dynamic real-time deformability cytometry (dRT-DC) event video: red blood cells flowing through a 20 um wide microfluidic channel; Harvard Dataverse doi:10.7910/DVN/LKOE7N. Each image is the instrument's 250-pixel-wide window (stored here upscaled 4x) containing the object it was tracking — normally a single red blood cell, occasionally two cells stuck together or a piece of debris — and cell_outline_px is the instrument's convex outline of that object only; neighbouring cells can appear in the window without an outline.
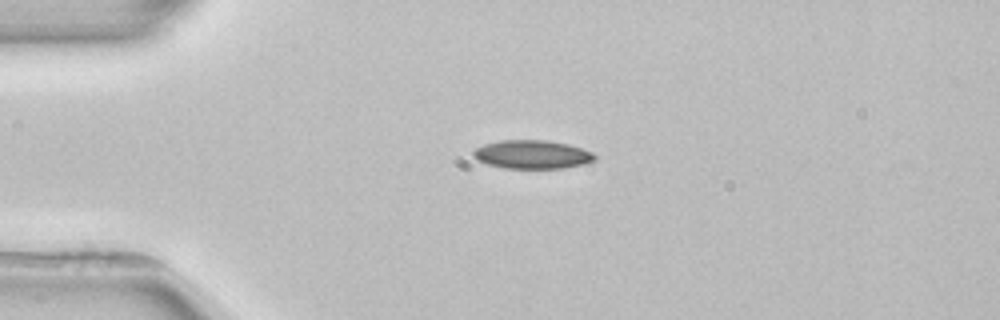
{"species": "common noctule bat (a hibernating species)", "species_latin": "Nyctalus noctula", "temperature_condition": "room temperature", "stored_images_in_passage": 3, "camera_frame_rate_fps": 3000, "um_per_image_px": 0.085, "animal": {"sex": "female", "body_mass_g": 22.7, "forearm_length_mm": 54.2}, "frame": {"image": 1, "passage_image": 1, "time_ms": 0.0, "image_size_px": [1000, 320], "cell_outline_px": [[596, 160], [584, 164], [564, 168], [504, 168], [488, 164], [472, 156], [472, 152], [476, 148], [484, 144], [500, 140], [548, 140], [568, 144], [592, 152], [596, 156]], "centroid_in_image_um": [45.25, 13.12], "position_along_channel_um": 39.8, "area_um2": 20.17}}